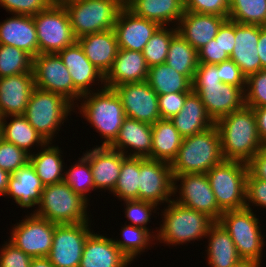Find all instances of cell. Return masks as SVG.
Wrapping results in <instances>:
<instances>
[{"label": "cell", "mask_w": 266, "mask_h": 267, "mask_svg": "<svg viewBox=\"0 0 266 267\" xmlns=\"http://www.w3.org/2000/svg\"><path fill=\"white\" fill-rule=\"evenodd\" d=\"M225 160L248 163L262 148L253 108L244 106L215 122Z\"/></svg>", "instance_id": "6da1fadb"}, {"label": "cell", "mask_w": 266, "mask_h": 267, "mask_svg": "<svg viewBox=\"0 0 266 267\" xmlns=\"http://www.w3.org/2000/svg\"><path fill=\"white\" fill-rule=\"evenodd\" d=\"M97 91V92H95ZM83 99V100H82ZM85 99V100H84ZM80 114L104 138L101 146H109L118 136L119 130L126 118L120 97L114 89L100 87L93 92L81 96ZM77 105V106H76Z\"/></svg>", "instance_id": "7a4b0ae2"}, {"label": "cell", "mask_w": 266, "mask_h": 267, "mask_svg": "<svg viewBox=\"0 0 266 267\" xmlns=\"http://www.w3.org/2000/svg\"><path fill=\"white\" fill-rule=\"evenodd\" d=\"M216 125L183 138L176 157L170 163L173 177L184 173L206 174L224 161Z\"/></svg>", "instance_id": "3957f363"}, {"label": "cell", "mask_w": 266, "mask_h": 267, "mask_svg": "<svg viewBox=\"0 0 266 267\" xmlns=\"http://www.w3.org/2000/svg\"><path fill=\"white\" fill-rule=\"evenodd\" d=\"M162 211V224L156 231V240L168 245H183L206 238L215 221L204 213L180 205L174 200Z\"/></svg>", "instance_id": "277c9868"}, {"label": "cell", "mask_w": 266, "mask_h": 267, "mask_svg": "<svg viewBox=\"0 0 266 267\" xmlns=\"http://www.w3.org/2000/svg\"><path fill=\"white\" fill-rule=\"evenodd\" d=\"M88 201L75 193L64 181L45 185L33 213L56 224L90 222Z\"/></svg>", "instance_id": "5b68a950"}, {"label": "cell", "mask_w": 266, "mask_h": 267, "mask_svg": "<svg viewBox=\"0 0 266 267\" xmlns=\"http://www.w3.org/2000/svg\"><path fill=\"white\" fill-rule=\"evenodd\" d=\"M74 109L64 96L35 87L23 116L47 142H51Z\"/></svg>", "instance_id": "8992f818"}, {"label": "cell", "mask_w": 266, "mask_h": 267, "mask_svg": "<svg viewBox=\"0 0 266 267\" xmlns=\"http://www.w3.org/2000/svg\"><path fill=\"white\" fill-rule=\"evenodd\" d=\"M206 175L222 212L246 207L247 163L224 160L213 166Z\"/></svg>", "instance_id": "52a82bcc"}, {"label": "cell", "mask_w": 266, "mask_h": 267, "mask_svg": "<svg viewBox=\"0 0 266 267\" xmlns=\"http://www.w3.org/2000/svg\"><path fill=\"white\" fill-rule=\"evenodd\" d=\"M76 39L87 34L114 29L120 10L116 0H73L63 4Z\"/></svg>", "instance_id": "ba28073f"}, {"label": "cell", "mask_w": 266, "mask_h": 267, "mask_svg": "<svg viewBox=\"0 0 266 267\" xmlns=\"http://www.w3.org/2000/svg\"><path fill=\"white\" fill-rule=\"evenodd\" d=\"M259 221L253 209L246 207L225 211L218 220L232 238L241 259L262 260L265 242Z\"/></svg>", "instance_id": "9c48e42d"}, {"label": "cell", "mask_w": 266, "mask_h": 267, "mask_svg": "<svg viewBox=\"0 0 266 267\" xmlns=\"http://www.w3.org/2000/svg\"><path fill=\"white\" fill-rule=\"evenodd\" d=\"M36 26L39 54L58 53L73 45L75 38L67 10L52 3L47 9L33 16Z\"/></svg>", "instance_id": "30bf717a"}, {"label": "cell", "mask_w": 266, "mask_h": 267, "mask_svg": "<svg viewBox=\"0 0 266 267\" xmlns=\"http://www.w3.org/2000/svg\"><path fill=\"white\" fill-rule=\"evenodd\" d=\"M32 71L35 87L58 93L73 105L82 94L74 87L68 68L57 53L38 54L33 58Z\"/></svg>", "instance_id": "8fae6325"}, {"label": "cell", "mask_w": 266, "mask_h": 267, "mask_svg": "<svg viewBox=\"0 0 266 267\" xmlns=\"http://www.w3.org/2000/svg\"><path fill=\"white\" fill-rule=\"evenodd\" d=\"M179 180L180 184L176 185ZM173 190L174 195L179 190V197L177 196L173 200L180 205L204 213L215 222L220 219L223 212L218 207L206 174L184 173L175 175Z\"/></svg>", "instance_id": "7c38bea8"}, {"label": "cell", "mask_w": 266, "mask_h": 267, "mask_svg": "<svg viewBox=\"0 0 266 267\" xmlns=\"http://www.w3.org/2000/svg\"><path fill=\"white\" fill-rule=\"evenodd\" d=\"M55 223L36 216L25 215V219L17 222L11 229L8 241L32 258L47 257L50 253Z\"/></svg>", "instance_id": "4fadbf2b"}, {"label": "cell", "mask_w": 266, "mask_h": 267, "mask_svg": "<svg viewBox=\"0 0 266 267\" xmlns=\"http://www.w3.org/2000/svg\"><path fill=\"white\" fill-rule=\"evenodd\" d=\"M89 223H55L53 243L47 256L55 267H79L85 242L93 232Z\"/></svg>", "instance_id": "5bb4252c"}, {"label": "cell", "mask_w": 266, "mask_h": 267, "mask_svg": "<svg viewBox=\"0 0 266 267\" xmlns=\"http://www.w3.org/2000/svg\"><path fill=\"white\" fill-rule=\"evenodd\" d=\"M174 177L170 163L140 158L138 200L161 205L174 196Z\"/></svg>", "instance_id": "9a60e30c"}, {"label": "cell", "mask_w": 266, "mask_h": 267, "mask_svg": "<svg viewBox=\"0 0 266 267\" xmlns=\"http://www.w3.org/2000/svg\"><path fill=\"white\" fill-rule=\"evenodd\" d=\"M113 89L121 99L126 117L151 125L161 119L158 95L146 81L126 83Z\"/></svg>", "instance_id": "2e32d148"}, {"label": "cell", "mask_w": 266, "mask_h": 267, "mask_svg": "<svg viewBox=\"0 0 266 267\" xmlns=\"http://www.w3.org/2000/svg\"><path fill=\"white\" fill-rule=\"evenodd\" d=\"M192 90L200 96L214 122L245 106V93L235 85L222 82L192 85Z\"/></svg>", "instance_id": "e0dca14e"}, {"label": "cell", "mask_w": 266, "mask_h": 267, "mask_svg": "<svg viewBox=\"0 0 266 267\" xmlns=\"http://www.w3.org/2000/svg\"><path fill=\"white\" fill-rule=\"evenodd\" d=\"M159 27L158 23L138 17L127 7H123L114 25L118 48L143 52L148 40Z\"/></svg>", "instance_id": "ac0fdd59"}, {"label": "cell", "mask_w": 266, "mask_h": 267, "mask_svg": "<svg viewBox=\"0 0 266 267\" xmlns=\"http://www.w3.org/2000/svg\"><path fill=\"white\" fill-rule=\"evenodd\" d=\"M83 156L89 161L95 190L113 192L126 156L109 146L101 145L83 152Z\"/></svg>", "instance_id": "d6986e66"}, {"label": "cell", "mask_w": 266, "mask_h": 267, "mask_svg": "<svg viewBox=\"0 0 266 267\" xmlns=\"http://www.w3.org/2000/svg\"><path fill=\"white\" fill-rule=\"evenodd\" d=\"M152 141L151 124L126 117L118 136L109 147L123 153L126 157L152 159Z\"/></svg>", "instance_id": "ffe728a7"}, {"label": "cell", "mask_w": 266, "mask_h": 267, "mask_svg": "<svg viewBox=\"0 0 266 267\" xmlns=\"http://www.w3.org/2000/svg\"><path fill=\"white\" fill-rule=\"evenodd\" d=\"M34 88L33 73L0 78V117L23 115Z\"/></svg>", "instance_id": "44dd1931"}, {"label": "cell", "mask_w": 266, "mask_h": 267, "mask_svg": "<svg viewBox=\"0 0 266 267\" xmlns=\"http://www.w3.org/2000/svg\"><path fill=\"white\" fill-rule=\"evenodd\" d=\"M57 54L68 68L74 87L82 95L93 92L94 89H90L92 85L95 86L96 81L98 84L101 82V86L105 87V76L89 61L77 41Z\"/></svg>", "instance_id": "7402d4cb"}, {"label": "cell", "mask_w": 266, "mask_h": 267, "mask_svg": "<svg viewBox=\"0 0 266 267\" xmlns=\"http://www.w3.org/2000/svg\"><path fill=\"white\" fill-rule=\"evenodd\" d=\"M11 15L0 22V44L14 46L34 58L39 54V46L33 16Z\"/></svg>", "instance_id": "603a6c76"}, {"label": "cell", "mask_w": 266, "mask_h": 267, "mask_svg": "<svg viewBox=\"0 0 266 267\" xmlns=\"http://www.w3.org/2000/svg\"><path fill=\"white\" fill-rule=\"evenodd\" d=\"M148 71L143 52L119 49L111 69L105 75V87L113 89L126 83L144 82Z\"/></svg>", "instance_id": "cb8c5ba5"}, {"label": "cell", "mask_w": 266, "mask_h": 267, "mask_svg": "<svg viewBox=\"0 0 266 267\" xmlns=\"http://www.w3.org/2000/svg\"><path fill=\"white\" fill-rule=\"evenodd\" d=\"M131 263L113 238L92 232L85 242L79 267H128Z\"/></svg>", "instance_id": "d4e9b609"}, {"label": "cell", "mask_w": 266, "mask_h": 267, "mask_svg": "<svg viewBox=\"0 0 266 267\" xmlns=\"http://www.w3.org/2000/svg\"><path fill=\"white\" fill-rule=\"evenodd\" d=\"M259 25L235 22V45L230 59L233 60L247 78L261 71V60L258 56Z\"/></svg>", "instance_id": "484cf974"}, {"label": "cell", "mask_w": 266, "mask_h": 267, "mask_svg": "<svg viewBox=\"0 0 266 267\" xmlns=\"http://www.w3.org/2000/svg\"><path fill=\"white\" fill-rule=\"evenodd\" d=\"M226 17L185 11L177 25L178 33L197 51L217 35Z\"/></svg>", "instance_id": "4316f807"}, {"label": "cell", "mask_w": 266, "mask_h": 267, "mask_svg": "<svg viewBox=\"0 0 266 267\" xmlns=\"http://www.w3.org/2000/svg\"><path fill=\"white\" fill-rule=\"evenodd\" d=\"M77 42L89 61L105 76L119 50L114 29L87 34L78 38Z\"/></svg>", "instance_id": "83f0119b"}, {"label": "cell", "mask_w": 266, "mask_h": 267, "mask_svg": "<svg viewBox=\"0 0 266 267\" xmlns=\"http://www.w3.org/2000/svg\"><path fill=\"white\" fill-rule=\"evenodd\" d=\"M43 188L35 168L29 162L9 176L5 196L13 197L18 206L28 209L38 206Z\"/></svg>", "instance_id": "f1b7e54d"}, {"label": "cell", "mask_w": 266, "mask_h": 267, "mask_svg": "<svg viewBox=\"0 0 266 267\" xmlns=\"http://www.w3.org/2000/svg\"><path fill=\"white\" fill-rule=\"evenodd\" d=\"M183 138L203 132L215 125L208 115L200 96L192 91L184 107L170 119Z\"/></svg>", "instance_id": "f546056e"}, {"label": "cell", "mask_w": 266, "mask_h": 267, "mask_svg": "<svg viewBox=\"0 0 266 267\" xmlns=\"http://www.w3.org/2000/svg\"><path fill=\"white\" fill-rule=\"evenodd\" d=\"M127 8L138 17L169 27L172 23L177 27L185 12L184 0H133Z\"/></svg>", "instance_id": "4dcf8cb0"}, {"label": "cell", "mask_w": 266, "mask_h": 267, "mask_svg": "<svg viewBox=\"0 0 266 267\" xmlns=\"http://www.w3.org/2000/svg\"><path fill=\"white\" fill-rule=\"evenodd\" d=\"M207 262L210 267H233L241 258L229 233L219 223L215 222L209 229Z\"/></svg>", "instance_id": "1f68e13d"}, {"label": "cell", "mask_w": 266, "mask_h": 267, "mask_svg": "<svg viewBox=\"0 0 266 267\" xmlns=\"http://www.w3.org/2000/svg\"><path fill=\"white\" fill-rule=\"evenodd\" d=\"M47 142L37 154H30V163L35 168L36 174L45 185L57 184L64 180L65 163L62 159V150L58 146Z\"/></svg>", "instance_id": "d6a6232c"}, {"label": "cell", "mask_w": 266, "mask_h": 267, "mask_svg": "<svg viewBox=\"0 0 266 267\" xmlns=\"http://www.w3.org/2000/svg\"><path fill=\"white\" fill-rule=\"evenodd\" d=\"M152 160L171 163L182 144L183 137L170 119H159L152 124Z\"/></svg>", "instance_id": "836d02e7"}, {"label": "cell", "mask_w": 266, "mask_h": 267, "mask_svg": "<svg viewBox=\"0 0 266 267\" xmlns=\"http://www.w3.org/2000/svg\"><path fill=\"white\" fill-rule=\"evenodd\" d=\"M10 117L12 119L8 123L6 119ZM1 123L3 139L25 150L28 154H32L30 150L32 147L34 149L35 145L42 147L47 143L23 115L2 117Z\"/></svg>", "instance_id": "e575fe53"}, {"label": "cell", "mask_w": 266, "mask_h": 267, "mask_svg": "<svg viewBox=\"0 0 266 267\" xmlns=\"http://www.w3.org/2000/svg\"><path fill=\"white\" fill-rule=\"evenodd\" d=\"M146 82L157 95L193 91V82L166 63L149 67Z\"/></svg>", "instance_id": "d590c367"}, {"label": "cell", "mask_w": 266, "mask_h": 267, "mask_svg": "<svg viewBox=\"0 0 266 267\" xmlns=\"http://www.w3.org/2000/svg\"><path fill=\"white\" fill-rule=\"evenodd\" d=\"M165 63L193 82L198 66L197 50L177 32L171 40Z\"/></svg>", "instance_id": "8d00e7d4"}, {"label": "cell", "mask_w": 266, "mask_h": 267, "mask_svg": "<svg viewBox=\"0 0 266 267\" xmlns=\"http://www.w3.org/2000/svg\"><path fill=\"white\" fill-rule=\"evenodd\" d=\"M122 239H113L114 243L120 249V251L129 259L134 261L138 254L145 252L144 250L150 247L151 241L156 240L155 235L142 227L133 225H124L121 229ZM154 239V240H153Z\"/></svg>", "instance_id": "74e56055"}, {"label": "cell", "mask_w": 266, "mask_h": 267, "mask_svg": "<svg viewBox=\"0 0 266 267\" xmlns=\"http://www.w3.org/2000/svg\"><path fill=\"white\" fill-rule=\"evenodd\" d=\"M140 158L126 157L122 161L117 184L113 190L119 200H138Z\"/></svg>", "instance_id": "f35d334b"}, {"label": "cell", "mask_w": 266, "mask_h": 267, "mask_svg": "<svg viewBox=\"0 0 266 267\" xmlns=\"http://www.w3.org/2000/svg\"><path fill=\"white\" fill-rule=\"evenodd\" d=\"M228 19L241 24L266 26V0H230Z\"/></svg>", "instance_id": "ab89813d"}, {"label": "cell", "mask_w": 266, "mask_h": 267, "mask_svg": "<svg viewBox=\"0 0 266 267\" xmlns=\"http://www.w3.org/2000/svg\"><path fill=\"white\" fill-rule=\"evenodd\" d=\"M33 58L25 51L10 45L0 44V78L33 73Z\"/></svg>", "instance_id": "60d3db41"}, {"label": "cell", "mask_w": 266, "mask_h": 267, "mask_svg": "<svg viewBox=\"0 0 266 267\" xmlns=\"http://www.w3.org/2000/svg\"><path fill=\"white\" fill-rule=\"evenodd\" d=\"M178 32L177 27L160 26L148 40L143 50V56L149 67L163 64L173 36Z\"/></svg>", "instance_id": "b9f144b4"}, {"label": "cell", "mask_w": 266, "mask_h": 267, "mask_svg": "<svg viewBox=\"0 0 266 267\" xmlns=\"http://www.w3.org/2000/svg\"><path fill=\"white\" fill-rule=\"evenodd\" d=\"M76 164L64 172V182L77 194L89 202L88 193L95 191V185L89 161L82 156Z\"/></svg>", "instance_id": "7bdbcfd3"}, {"label": "cell", "mask_w": 266, "mask_h": 267, "mask_svg": "<svg viewBox=\"0 0 266 267\" xmlns=\"http://www.w3.org/2000/svg\"><path fill=\"white\" fill-rule=\"evenodd\" d=\"M30 162V154L4 139L0 141V168L12 175Z\"/></svg>", "instance_id": "ee69618b"}, {"label": "cell", "mask_w": 266, "mask_h": 267, "mask_svg": "<svg viewBox=\"0 0 266 267\" xmlns=\"http://www.w3.org/2000/svg\"><path fill=\"white\" fill-rule=\"evenodd\" d=\"M244 93L245 106L250 108L266 106V69L247 77Z\"/></svg>", "instance_id": "f6af8a7d"}, {"label": "cell", "mask_w": 266, "mask_h": 267, "mask_svg": "<svg viewBox=\"0 0 266 267\" xmlns=\"http://www.w3.org/2000/svg\"><path fill=\"white\" fill-rule=\"evenodd\" d=\"M126 207L124 209L125 218L130 222L129 225L138 226L149 230L147 227L150 223V217L153 213H156L157 205L151 202L140 200H124L123 203Z\"/></svg>", "instance_id": "bcb514c9"}, {"label": "cell", "mask_w": 266, "mask_h": 267, "mask_svg": "<svg viewBox=\"0 0 266 267\" xmlns=\"http://www.w3.org/2000/svg\"><path fill=\"white\" fill-rule=\"evenodd\" d=\"M185 11L226 17L228 19L230 0H184Z\"/></svg>", "instance_id": "7dc6e473"}, {"label": "cell", "mask_w": 266, "mask_h": 267, "mask_svg": "<svg viewBox=\"0 0 266 267\" xmlns=\"http://www.w3.org/2000/svg\"><path fill=\"white\" fill-rule=\"evenodd\" d=\"M53 0H0V6L10 14L34 16L47 9Z\"/></svg>", "instance_id": "c3c4849f"}, {"label": "cell", "mask_w": 266, "mask_h": 267, "mask_svg": "<svg viewBox=\"0 0 266 267\" xmlns=\"http://www.w3.org/2000/svg\"><path fill=\"white\" fill-rule=\"evenodd\" d=\"M191 92H177L158 95L159 112L161 119H171L184 107L186 97Z\"/></svg>", "instance_id": "681fc988"}, {"label": "cell", "mask_w": 266, "mask_h": 267, "mask_svg": "<svg viewBox=\"0 0 266 267\" xmlns=\"http://www.w3.org/2000/svg\"><path fill=\"white\" fill-rule=\"evenodd\" d=\"M253 205L266 208V181L255 178L248 171L246 179V208L250 209V206Z\"/></svg>", "instance_id": "f907efd6"}, {"label": "cell", "mask_w": 266, "mask_h": 267, "mask_svg": "<svg viewBox=\"0 0 266 267\" xmlns=\"http://www.w3.org/2000/svg\"><path fill=\"white\" fill-rule=\"evenodd\" d=\"M3 245L0 249V267H30L31 256L25 254L9 241Z\"/></svg>", "instance_id": "816d5d0a"}, {"label": "cell", "mask_w": 266, "mask_h": 267, "mask_svg": "<svg viewBox=\"0 0 266 267\" xmlns=\"http://www.w3.org/2000/svg\"><path fill=\"white\" fill-rule=\"evenodd\" d=\"M219 75L222 83L235 85L245 92L247 78L233 60L219 63Z\"/></svg>", "instance_id": "f5cc1de1"}, {"label": "cell", "mask_w": 266, "mask_h": 267, "mask_svg": "<svg viewBox=\"0 0 266 267\" xmlns=\"http://www.w3.org/2000/svg\"><path fill=\"white\" fill-rule=\"evenodd\" d=\"M197 53L198 63L218 64L230 59L228 54L222 51L219 42L215 38L200 48Z\"/></svg>", "instance_id": "db71d44e"}, {"label": "cell", "mask_w": 266, "mask_h": 267, "mask_svg": "<svg viewBox=\"0 0 266 267\" xmlns=\"http://www.w3.org/2000/svg\"><path fill=\"white\" fill-rule=\"evenodd\" d=\"M219 63H198L192 85L220 83Z\"/></svg>", "instance_id": "11a10c76"}, {"label": "cell", "mask_w": 266, "mask_h": 267, "mask_svg": "<svg viewBox=\"0 0 266 267\" xmlns=\"http://www.w3.org/2000/svg\"><path fill=\"white\" fill-rule=\"evenodd\" d=\"M215 39L219 42L222 51H225L230 57L235 45V22L226 19L219 27Z\"/></svg>", "instance_id": "9f6ffc18"}, {"label": "cell", "mask_w": 266, "mask_h": 267, "mask_svg": "<svg viewBox=\"0 0 266 267\" xmlns=\"http://www.w3.org/2000/svg\"><path fill=\"white\" fill-rule=\"evenodd\" d=\"M248 171L258 179L266 181V145L247 163Z\"/></svg>", "instance_id": "6f0895ef"}, {"label": "cell", "mask_w": 266, "mask_h": 267, "mask_svg": "<svg viewBox=\"0 0 266 267\" xmlns=\"http://www.w3.org/2000/svg\"><path fill=\"white\" fill-rule=\"evenodd\" d=\"M253 110L257 119L259 136L261 138L262 143L266 145V106L253 108Z\"/></svg>", "instance_id": "680465c9"}, {"label": "cell", "mask_w": 266, "mask_h": 267, "mask_svg": "<svg viewBox=\"0 0 266 267\" xmlns=\"http://www.w3.org/2000/svg\"><path fill=\"white\" fill-rule=\"evenodd\" d=\"M257 51L261 60V70L266 69V26H259Z\"/></svg>", "instance_id": "91938a15"}, {"label": "cell", "mask_w": 266, "mask_h": 267, "mask_svg": "<svg viewBox=\"0 0 266 267\" xmlns=\"http://www.w3.org/2000/svg\"><path fill=\"white\" fill-rule=\"evenodd\" d=\"M10 174L0 168V196H5Z\"/></svg>", "instance_id": "94428289"}, {"label": "cell", "mask_w": 266, "mask_h": 267, "mask_svg": "<svg viewBox=\"0 0 266 267\" xmlns=\"http://www.w3.org/2000/svg\"><path fill=\"white\" fill-rule=\"evenodd\" d=\"M30 267H55L47 257L32 258Z\"/></svg>", "instance_id": "6125c7cd"}, {"label": "cell", "mask_w": 266, "mask_h": 267, "mask_svg": "<svg viewBox=\"0 0 266 267\" xmlns=\"http://www.w3.org/2000/svg\"><path fill=\"white\" fill-rule=\"evenodd\" d=\"M260 263H262V262L256 261V260L241 259L233 267H260V266H262Z\"/></svg>", "instance_id": "be15d7a7"}, {"label": "cell", "mask_w": 266, "mask_h": 267, "mask_svg": "<svg viewBox=\"0 0 266 267\" xmlns=\"http://www.w3.org/2000/svg\"><path fill=\"white\" fill-rule=\"evenodd\" d=\"M122 7H128L133 0H116Z\"/></svg>", "instance_id": "e7e4bbea"}, {"label": "cell", "mask_w": 266, "mask_h": 267, "mask_svg": "<svg viewBox=\"0 0 266 267\" xmlns=\"http://www.w3.org/2000/svg\"><path fill=\"white\" fill-rule=\"evenodd\" d=\"M70 1H73V0H53V3L63 5V4L70 2Z\"/></svg>", "instance_id": "03108f58"}, {"label": "cell", "mask_w": 266, "mask_h": 267, "mask_svg": "<svg viewBox=\"0 0 266 267\" xmlns=\"http://www.w3.org/2000/svg\"><path fill=\"white\" fill-rule=\"evenodd\" d=\"M3 139V134H2V123H1V118H0V141Z\"/></svg>", "instance_id": "003e7915"}]
</instances>
